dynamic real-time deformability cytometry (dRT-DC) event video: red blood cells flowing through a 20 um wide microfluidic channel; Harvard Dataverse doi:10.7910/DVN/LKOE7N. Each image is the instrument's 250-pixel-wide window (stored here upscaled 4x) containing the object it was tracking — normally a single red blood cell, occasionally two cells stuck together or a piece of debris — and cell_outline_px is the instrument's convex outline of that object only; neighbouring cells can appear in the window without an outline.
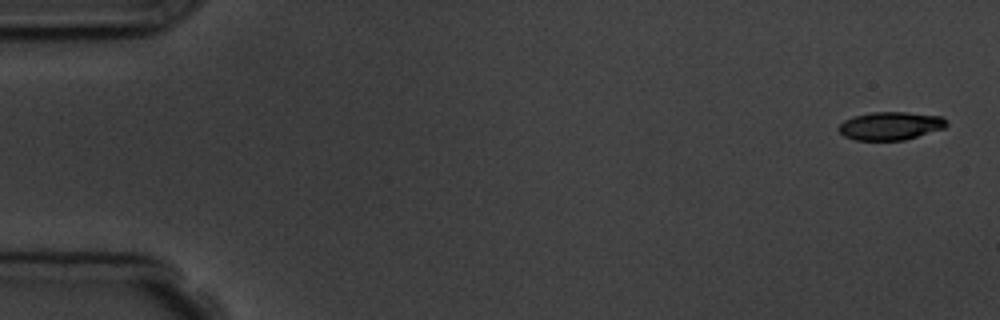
{"species": "common noctule bat (a hibernating species)", "species_latin": "Nyctalus noctula", "temperature_condition": "room temperature", "stored_images_in_passage": 5, "segment_of_instrument_passage": [1, 2], "camera_frame_rate_fps": 3000, "um_per_image_px": 0.085, "animal": {"sex": "male", "body_mass_g": 19.5, "forearm_length_mm": 54.6}, "frame": {"image": 1, "passage_image": 1, "time_ms": 0.0, "image_size_px": [1000, 320], "cell_outline_px": [[948, 124], [944, 128], [904, 140], [856, 140], [844, 136], [836, 128], [844, 120], [856, 116], [872, 112], [908, 112], [944, 116], [948, 120]], "centroid_in_image_um": [75.72, 10.69], "position_along_channel_um": 9.3, "area_um2": 17.74}}